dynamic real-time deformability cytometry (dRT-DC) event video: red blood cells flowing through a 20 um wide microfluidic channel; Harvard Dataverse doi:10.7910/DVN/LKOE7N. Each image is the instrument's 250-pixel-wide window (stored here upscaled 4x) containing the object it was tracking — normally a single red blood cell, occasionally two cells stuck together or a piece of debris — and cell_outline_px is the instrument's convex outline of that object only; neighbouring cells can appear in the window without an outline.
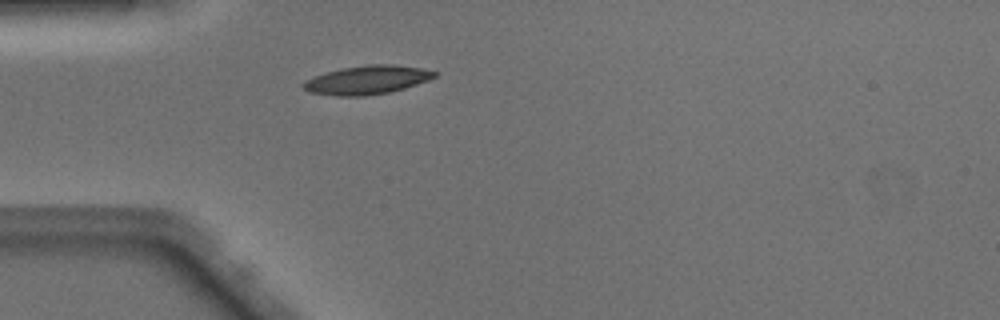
{"species": "Egyptian fruit bat (a non-hibernating species)", "species_latin": "Rousettus aegyptiacus", "temperature_condition": "warm", "stored_images_in_passage": 21, "camera_frame_rate_fps": 3000, "um_per_image_px": 0.085, "animal": {"sex": "male"}, "frame": {"image": 1, "passage_image": 1, "time_ms": 0.0, "image_size_px": [1000, 320], "cell_outline_px": [[436, 76], [428, 80], [404, 88], [388, 92], [364, 96], [340, 96], [308, 92], [300, 84], [304, 80], [328, 72], [344, 68], [368, 64], [392, 64], [420, 68], [436, 72]], "centroid_in_image_um": [31.18, 6.8], "position_along_channel_um": 53.8, "area_um2": 21.62}}
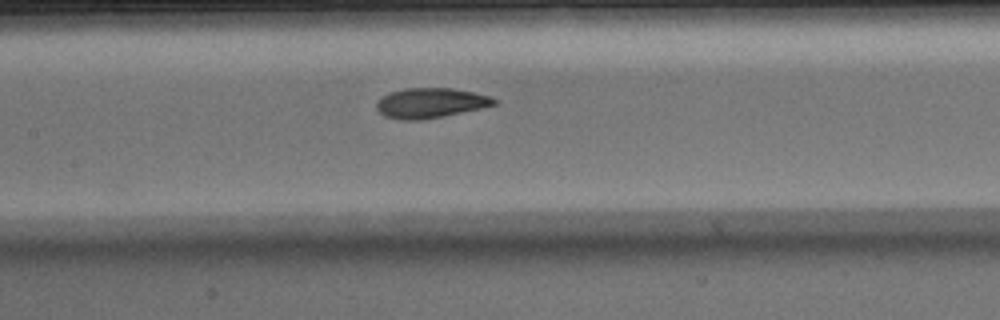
{"frame": {"image": 2, "passage_image": 10, "time_ms": 3.0, "image_size_px": [1000, 320], "cell_outline_px": [[496, 104], [484, 108], [444, 116], [420, 120], [400, 120], [384, 116], [376, 108], [376, 104], [388, 92], [404, 88], [452, 88], [492, 96], [496, 100]], "centroid_in_image_um": [36.61, 8.75], "position_along_channel_um": 170.8, "area_um2": 20.63}}
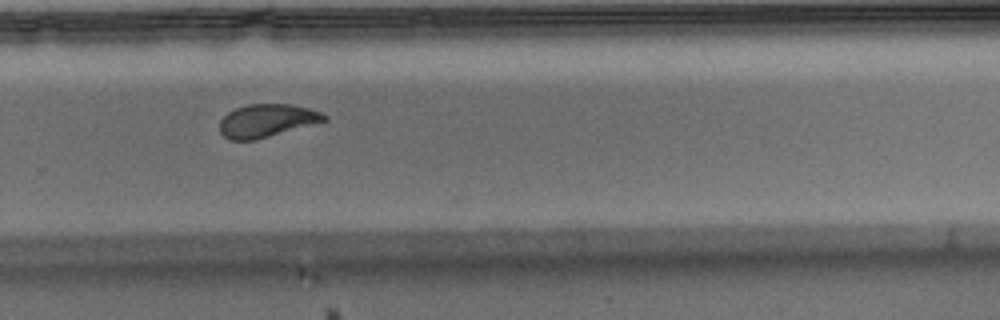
{"frame": {"image": 3, "passage_image": 20, "time_ms": 6.333, "image_size_px": [1000, 320], "cell_outline_px": [[328, 120], [256, 140], [228, 140], [220, 132], [220, 120], [228, 112], [236, 108], [248, 104], [292, 104], [308, 108], [320, 112], [328, 116]], "centroid_in_image_um": [22.68, 10.26], "position_along_channel_um": 307.1, "area_um2": 20.11}}